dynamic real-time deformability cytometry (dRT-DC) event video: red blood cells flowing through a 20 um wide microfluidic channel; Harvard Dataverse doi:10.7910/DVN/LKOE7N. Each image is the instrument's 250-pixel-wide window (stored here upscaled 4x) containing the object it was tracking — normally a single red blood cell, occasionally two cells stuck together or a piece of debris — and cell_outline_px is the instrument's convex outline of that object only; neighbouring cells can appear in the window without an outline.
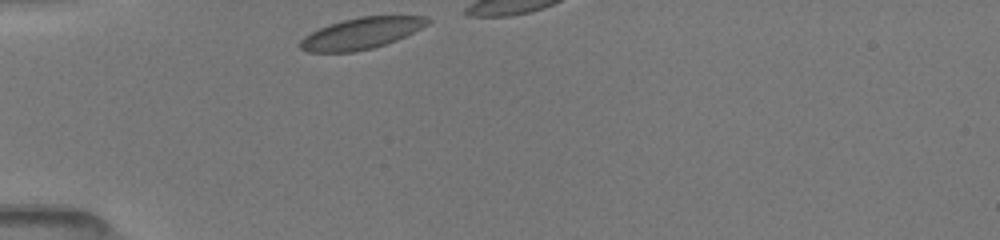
{"species": "common noctule bat (a hibernating species)", "species_latin": "Nyctalus noctula", "temperature_condition": "room temperature", "stored_images_in_passage": 9, "camera_frame_rate_fps": 3000, "um_per_image_px": 0.085, "animal": {"sex": "female", "body_mass_g": 19.5, "forearm_length_mm": 54.1}, "frame": {"image": 1, "passage_image": 1, "time_ms": 0.0, "image_size_px": [1000, 240], "cell_outline_px": [[432, 20], [428, 24], [396, 40], [372, 48], [352, 52], [308, 52], [300, 48], [300, 40], [304, 36], [328, 24], [360, 16], [428, 16]], "centroid_in_image_um": [30.7, 2.83], "position_along_channel_um": 54.3, "area_um2": 23.0}}
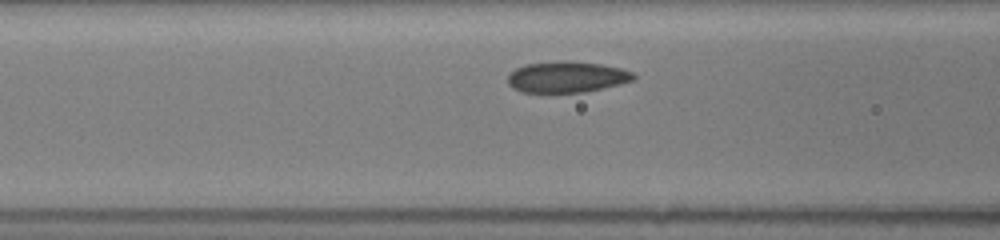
{"frame": {"image": 2, "passage_image": 7, "time_ms": 2.0, "image_size_px": [1000, 240], "cell_outline_px": [[636, 76], [632, 80], [620, 84], [584, 92], [520, 92], [512, 88], [508, 84], [508, 76], [516, 68], [524, 64], [560, 60], [568, 60], [600, 64], [620, 68], [632, 72]], "centroid_in_image_um": [48.14, 6.53], "position_along_channel_um": 118.5, "area_um2": 22.83}}